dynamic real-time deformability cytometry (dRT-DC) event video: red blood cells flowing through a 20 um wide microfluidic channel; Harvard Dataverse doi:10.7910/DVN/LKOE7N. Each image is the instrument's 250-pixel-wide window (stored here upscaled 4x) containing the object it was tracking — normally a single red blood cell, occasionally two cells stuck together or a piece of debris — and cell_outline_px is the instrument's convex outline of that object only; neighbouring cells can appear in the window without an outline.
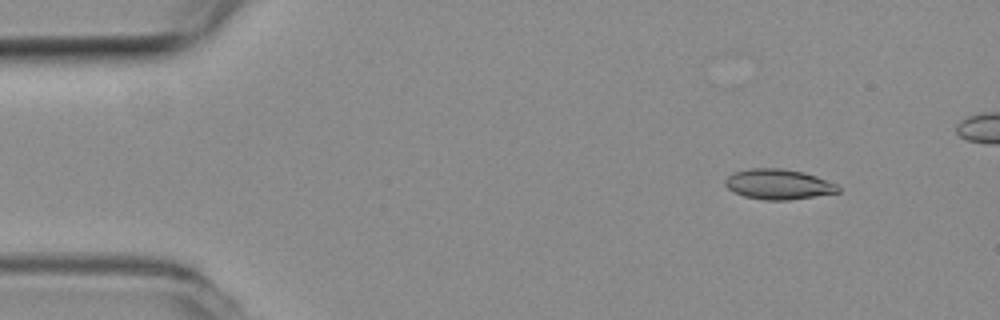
{"species": "common noctule bat (a hibernating species)", "species_latin": "Nyctalus noctula", "temperature_condition": "room temperature", "stored_images_in_passage": 17, "camera_frame_rate_fps": 3000, "um_per_image_px": 0.085, "animal": {"sex": "female", "body_mass_g": 19.3, "forearm_length_mm": 54.1}, "frame": {"image": 1, "passage_image": 6, "time_ms": 1.667, "image_size_px": [1000, 320], "cell_outline_px": [[840, 192], [788, 200], [764, 200], [744, 196], [732, 192], [724, 184], [724, 180], [732, 172], [748, 168], [780, 168], [804, 172], [816, 176], [836, 184], [840, 188]], "centroid_in_image_um": [66.12, 15.65], "position_along_channel_um": 18.9, "area_um2": 20.0}}